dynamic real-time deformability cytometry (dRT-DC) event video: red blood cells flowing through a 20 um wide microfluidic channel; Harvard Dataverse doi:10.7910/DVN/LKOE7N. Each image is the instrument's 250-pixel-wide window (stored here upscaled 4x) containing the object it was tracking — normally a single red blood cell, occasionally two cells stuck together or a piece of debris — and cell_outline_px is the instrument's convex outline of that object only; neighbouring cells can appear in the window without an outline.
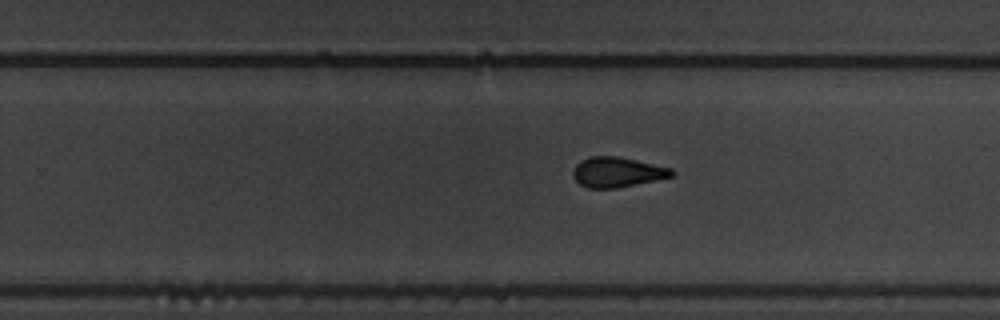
{"species": "common noctule bat (a hibernating species)", "species_latin": "Nyctalus noctula", "temperature_condition": "warm", "stored_images_in_passage": 10, "segment_of_instrument_passage": [2, 2], "camera_frame_rate_fps": 3000, "um_per_image_px": 0.085, "animal": {"sex": "male", "body_mass_g": 19.5, "forearm_length_mm": 54.6}, "frame": {"image": 1, "passage_image": 10, "time_ms": 3.0, "image_size_px": [1000, 320], "cell_outline_px": [[676, 172], [672, 176], [616, 188], [588, 188], [580, 184], [572, 176], [572, 172], [576, 164], [580, 160], [592, 156], [616, 156], [672, 168]], "centroid_in_image_um": [52.43, 14.63], "position_along_channel_um": 277.4, "area_um2": 17.11}}